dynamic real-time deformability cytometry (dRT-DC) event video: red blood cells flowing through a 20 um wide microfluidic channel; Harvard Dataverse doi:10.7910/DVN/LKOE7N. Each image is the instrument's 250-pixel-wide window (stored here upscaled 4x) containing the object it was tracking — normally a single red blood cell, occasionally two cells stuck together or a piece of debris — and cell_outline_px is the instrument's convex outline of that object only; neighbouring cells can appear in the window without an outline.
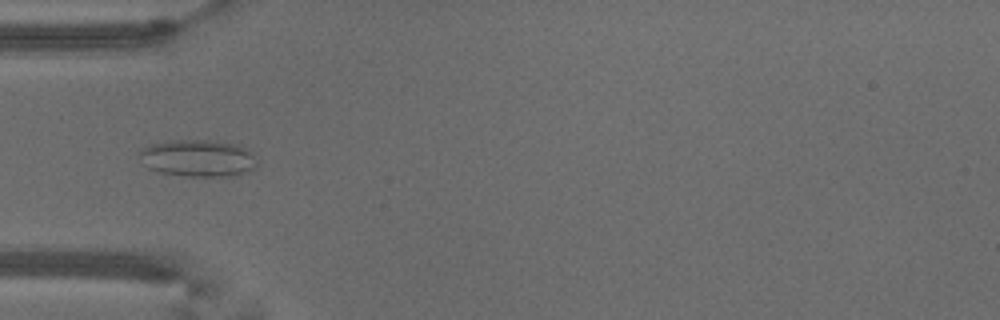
{"species": "common noctule bat (a hibernating species)", "species_latin": "Nyctalus noctula", "temperature_condition": "warm", "stored_images_in_passage": 53, "camera_frame_rate_fps": 3000, "um_per_image_px": 0.085, "animal": {"sex": "male", "body_mass_g": 18.8}, "frame": {"image": 1, "passage_image": 17, "time_ms": 5.333, "image_size_px": [1000, 320], "cell_outline_px": [[256, 168], [236, 176], [184, 176], [160, 172], [148, 168], [144, 164], [136, 152], [148, 144], [172, 140], [216, 140], [236, 144], [248, 148], [256, 164]], "centroid_in_image_um": [16.79, 13.43], "position_along_channel_um": 68.2, "area_um2": 25.66}}
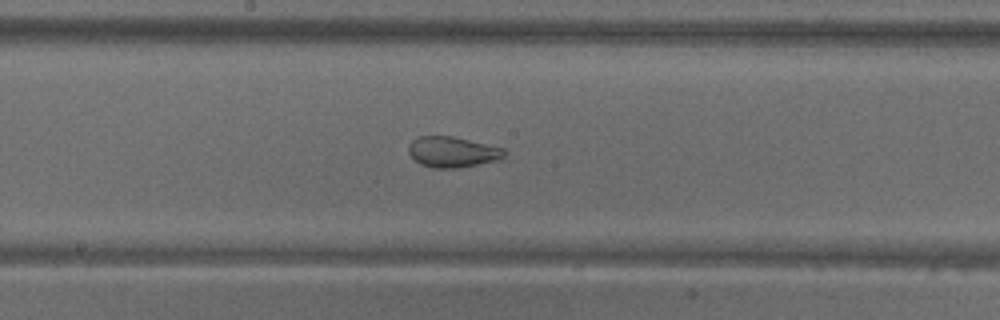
{"frame": {"image": 2, "passage_image": 28, "time_ms": 9.0, "image_size_px": [1000, 320], "cell_outline_px": [[508, 152], [500, 160], [456, 168], [432, 168], [420, 164], [408, 152], [408, 144], [416, 136], [452, 136], [504, 148]], "centroid_in_image_um": [38.46, 12.91], "position_along_channel_um": 209.7, "area_um2": 17.22}}
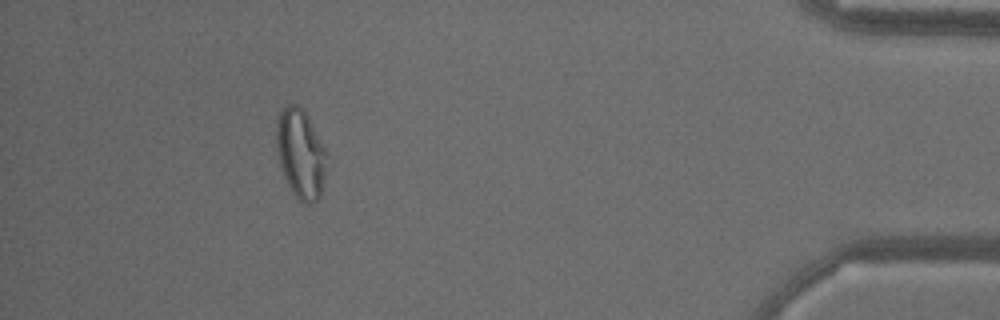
{"frame": {"image": 3, "passage_image": 48, "time_ms": 15.667, "image_size_px": [1000, 320], "cell_outline_px": [[324, 176], [320, 196], [312, 204], [308, 204], [300, 200], [292, 192], [284, 176], [280, 164], [276, 148], [276, 116], [288, 104], [296, 104], [308, 116], [324, 148]], "centroid_in_image_um": [25.5, 13.05], "position_along_channel_um": 409.7, "area_um2": 25.55}, "authors_computed_cell_mechanics": {"area_um2": 25.5476, "velocity_mm_per_s": 3.8309, "shape_relaxation_time_tau1_ms": null, "shape_relaxation_time_tau2_ms": 0.9013, "deformation_change_tau1": null, "deformation_change_tau2": 0.0721}}